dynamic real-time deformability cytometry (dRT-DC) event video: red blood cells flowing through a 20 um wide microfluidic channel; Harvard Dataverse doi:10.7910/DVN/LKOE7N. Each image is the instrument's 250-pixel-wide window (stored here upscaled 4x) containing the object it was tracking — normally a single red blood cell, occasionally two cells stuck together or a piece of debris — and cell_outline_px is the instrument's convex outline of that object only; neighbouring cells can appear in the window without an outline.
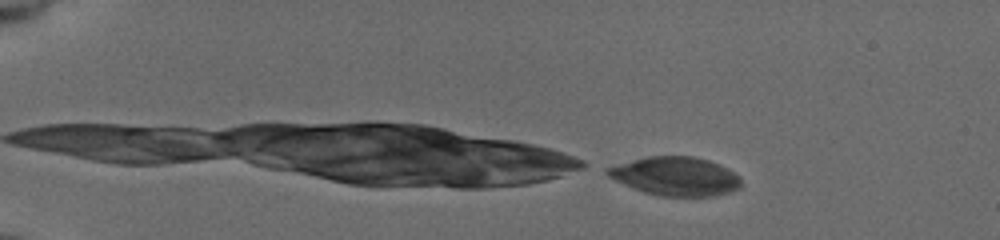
{"species": "common noctule bat (a hibernating species)", "species_latin": "Nyctalus noctula", "temperature_condition": "cold", "stored_images_in_passage": 49, "camera_frame_rate_fps": 3000, "um_per_image_px": 0.085, "animal": {"sex": "female", "body_mass_g": 19.5, "forearm_length_mm": 54.1}, "frame": {"image": 1, "passage_image": 1, "time_ms": 0.0, "image_size_px": [1000, 240], "cell_outline_px": [[740, 188], [728, 192], [712, 196], [660, 196], [644, 192], [624, 184], [608, 176], [604, 172], [604, 168], [632, 160], [648, 156], [692, 156], [708, 160], [720, 164], [732, 172], [740, 180]], "centroid_in_image_um": [57.38, 14.98], "position_along_channel_um": 27.6, "area_um2": 29.88}}
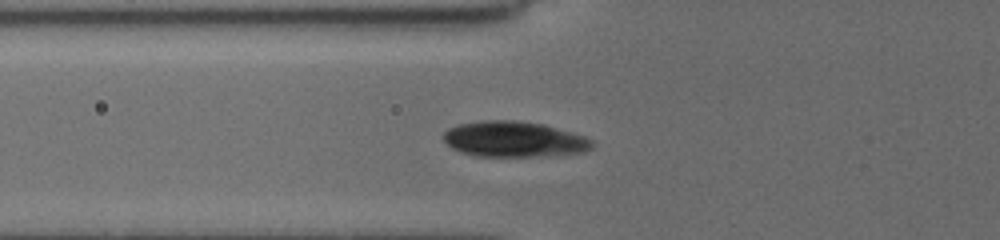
{"frame": {"image": 2, "passage_image": 14, "time_ms": 4.333, "image_size_px": [1000, 240], "cell_outline_px": [[592, 148], [584, 152], [548, 156], [476, 156], [460, 152], [452, 148], [444, 140], [444, 132], [448, 128], [460, 124], [480, 120], [512, 120], [540, 124], [584, 136], [592, 140]], "centroid_in_image_um": [43.66, 11.84], "position_along_channel_um": 82.1, "area_um2": 30.63}}
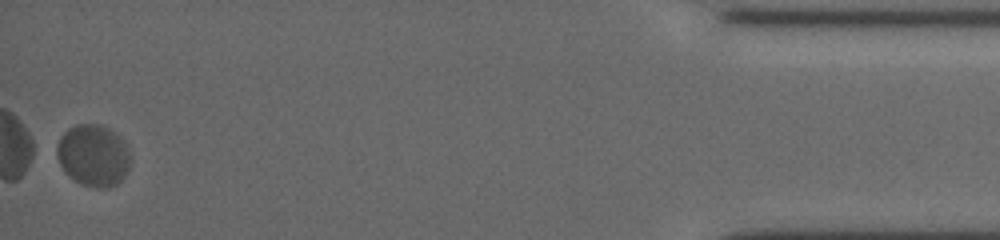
{"frame": {"image": 3, "passage_image": 49, "time_ms": 16.0, "image_size_px": [1000, 240], "cell_outline_px": [[132, 164], [124, 176], [116, 184], [108, 188], [96, 188], [80, 184], [68, 176], [64, 172], [56, 156], [56, 148], [60, 136], [68, 128], [76, 124], [100, 124], [108, 128], [124, 140], [132, 156]], "centroid_in_image_um": [7.94, 13.22], "position_along_channel_um": 427.3, "area_um2": 27.05}}